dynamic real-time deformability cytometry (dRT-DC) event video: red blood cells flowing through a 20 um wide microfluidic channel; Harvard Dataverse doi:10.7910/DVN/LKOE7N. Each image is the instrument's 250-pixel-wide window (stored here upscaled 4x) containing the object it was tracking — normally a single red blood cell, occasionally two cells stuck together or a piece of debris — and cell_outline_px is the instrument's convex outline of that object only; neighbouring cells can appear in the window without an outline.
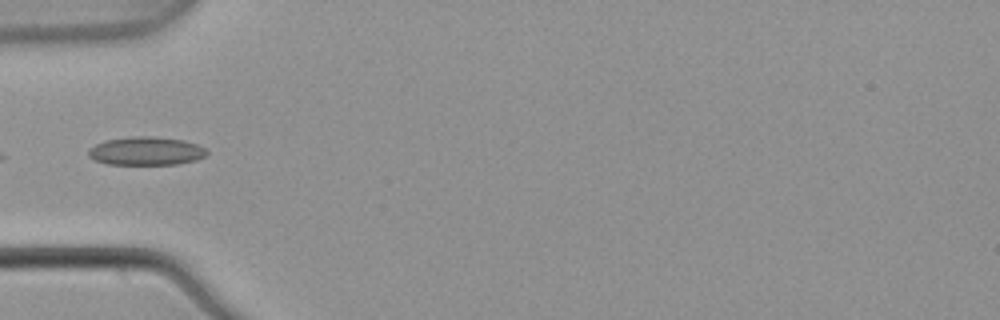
{"species": "common noctule bat (a hibernating species)", "species_latin": "Nyctalus noctula", "temperature_condition": "warm", "stored_images_in_passage": 3, "camera_frame_rate_fps": 3000, "um_per_image_px": 0.085, "animal": {"sex": "male", "body_mass_g": 21.5, "forearm_length_mm": 52.0}, "frame": {"image": 1, "passage_image": 3, "time_ms": 0.667, "image_size_px": [1000, 320], "cell_outline_px": [[208, 152], [204, 156], [196, 160], [176, 164], [108, 164], [96, 160], [88, 156], [88, 148], [104, 140], [132, 136], [148, 136], [184, 140], [196, 144], [204, 148]], "centroid_in_image_um": [12.39, 12.83], "position_along_channel_um": 72.6, "area_um2": 19.48}}